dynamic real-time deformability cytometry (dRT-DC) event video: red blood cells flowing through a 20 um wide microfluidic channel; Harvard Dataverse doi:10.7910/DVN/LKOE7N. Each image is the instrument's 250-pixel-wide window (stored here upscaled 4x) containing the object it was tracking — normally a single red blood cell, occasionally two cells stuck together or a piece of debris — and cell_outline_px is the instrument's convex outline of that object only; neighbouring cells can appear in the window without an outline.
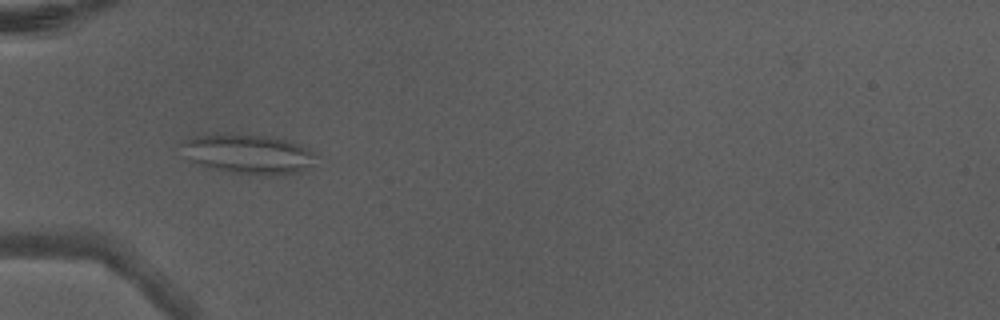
{"species": "Egyptian fruit bat (a non-hibernating species)", "species_latin": "Rousettus aegyptiacus", "temperature_condition": "warm", "stored_images_in_passage": 6, "camera_frame_rate_fps": 3000, "um_per_image_px": 0.085, "animal": {"sex": "male"}, "frame": {"image": 1, "passage_image": 4, "time_ms": 1.0, "image_size_px": [1000, 320], "cell_outline_px": [[320, 156], [304, 172], [268, 176], [264, 176], [232, 172], [212, 168], [200, 164], [192, 160], [180, 144], [184, 140], [192, 136], [228, 132], [264, 136], [284, 140], [300, 144], [316, 152]], "centroid_in_image_um": [21.19, 13.08], "position_along_channel_um": 63.8, "area_um2": 31.33}}